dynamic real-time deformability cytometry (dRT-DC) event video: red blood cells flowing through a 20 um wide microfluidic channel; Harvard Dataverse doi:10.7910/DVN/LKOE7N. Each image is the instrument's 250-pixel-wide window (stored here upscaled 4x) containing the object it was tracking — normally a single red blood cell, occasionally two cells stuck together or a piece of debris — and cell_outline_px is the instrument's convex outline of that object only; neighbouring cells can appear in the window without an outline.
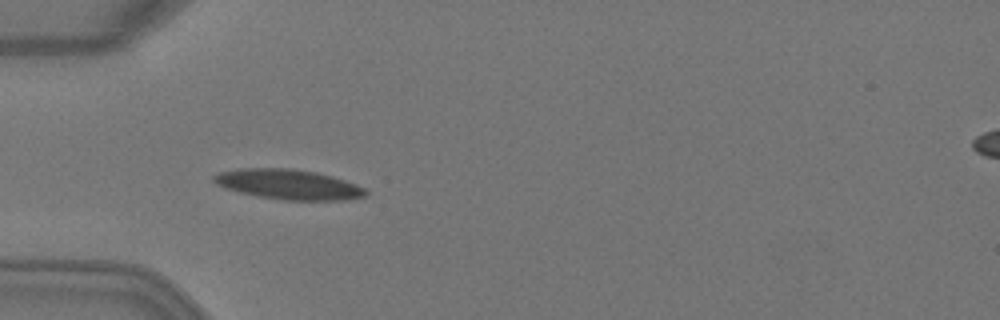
{"species": "Egyptian fruit bat (a non-hibernating species)", "species_latin": "Rousettus aegyptiacus", "temperature_condition": "warm", "stored_images_in_passage": 5, "camera_frame_rate_fps": 3000, "um_per_image_px": 0.085, "animal": {"sex": "female"}, "frame": {"image": 1, "passage_image": 4, "time_ms": 1.0, "image_size_px": [1000, 320], "cell_outline_px": [[368, 192], [364, 196], [348, 200], [284, 200], [260, 196], [240, 192], [224, 188], [216, 184], [212, 180], [212, 176], [220, 172], [240, 168], [292, 168], [316, 172], [332, 176], [356, 184], [364, 188]], "centroid_in_image_um": [24.51, 15.67], "position_along_channel_um": 60.5, "area_um2": 26.53}}
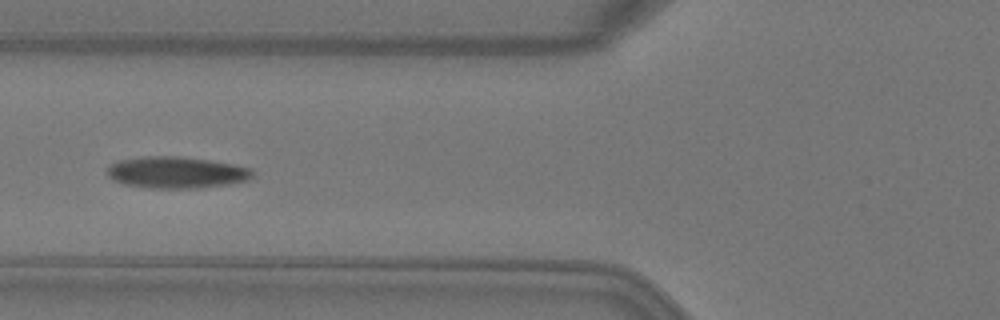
{"frame": {"image": 2, "passage_image": 5, "time_ms": 1.333, "image_size_px": [1000, 320], "cell_outline_px": [[256, 176], [248, 180], [232, 184], [196, 188], [152, 188], [124, 184], [112, 180], [108, 176], [108, 164], [116, 160], [140, 156], [180, 156], [208, 160], [232, 164], [252, 168]], "centroid_in_image_um": [15.0, 14.65], "position_along_channel_um": 110.8, "area_um2": 27.17}}